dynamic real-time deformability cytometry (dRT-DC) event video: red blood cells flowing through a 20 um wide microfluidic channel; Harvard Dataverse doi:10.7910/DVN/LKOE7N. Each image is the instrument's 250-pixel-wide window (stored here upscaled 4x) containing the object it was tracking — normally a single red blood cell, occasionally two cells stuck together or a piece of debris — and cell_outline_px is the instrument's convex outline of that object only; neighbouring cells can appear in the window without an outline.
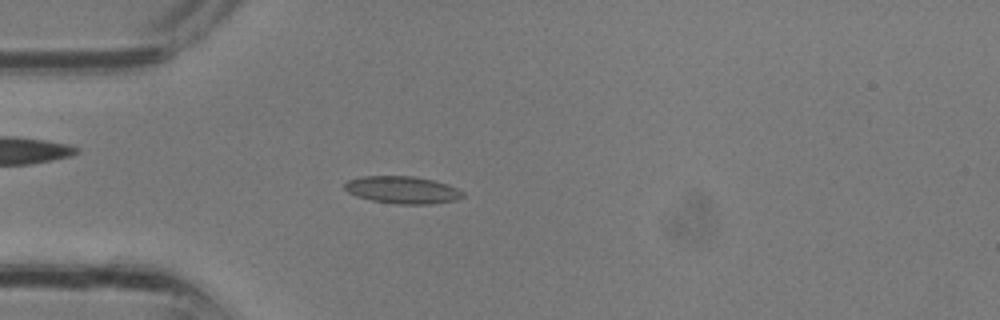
{"species": "common noctule bat (a hibernating species)", "species_latin": "Nyctalus noctula", "temperature_condition": "room temperature", "stored_images_in_passage": 31, "camera_frame_rate_fps": 3000, "um_per_image_px": 0.085, "animal": {"sex": "male", "body_mass_g": 13.3}, "frame": {"image": 1, "passage_image": 8, "time_ms": 2.333, "image_size_px": [1000, 320], "cell_outline_px": [[464, 196], [456, 200], [432, 204], [396, 204], [372, 200], [356, 196], [348, 192], [344, 188], [344, 184], [348, 180], [364, 176], [412, 176], [432, 180], [448, 184], [464, 192]], "centroid_in_image_um": [34.21, 16.14], "position_along_channel_um": 50.8, "area_um2": 18.79}}
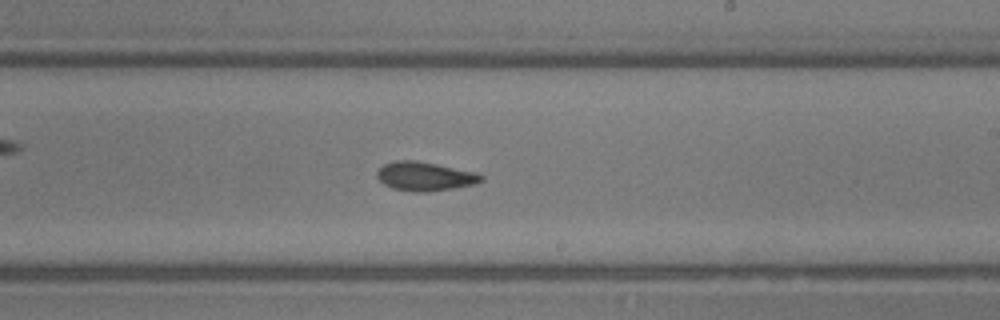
{"frame": {"image": 2, "passage_image": 18, "time_ms": 5.667, "image_size_px": [1000, 320], "cell_outline_px": [[484, 180], [476, 184], [428, 192], [412, 192], [392, 188], [384, 184], [376, 176], [376, 172], [384, 164], [396, 160], [416, 160], [480, 172], [484, 176]], "centroid_in_image_um": [36.16, 14.98], "position_along_channel_um": 252.8, "area_um2": 17.86}}
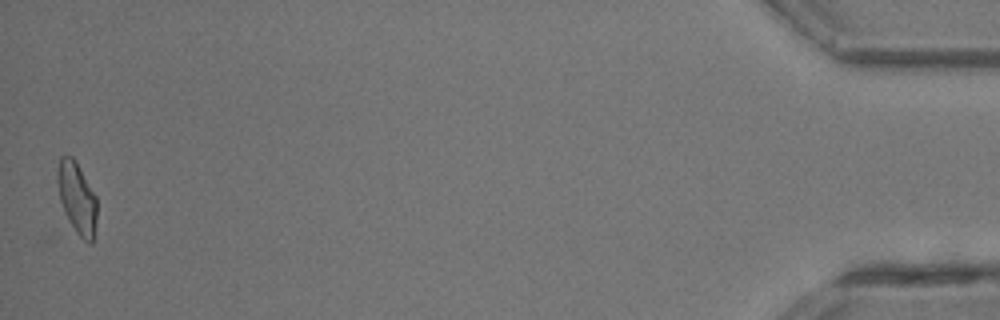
{"frame": {"image": 3, "passage_image": 31, "time_ms": 10.0, "image_size_px": [1000, 320], "cell_outline_px": [[96, 220], [92, 244], [88, 244], [76, 232], [68, 220], [60, 200], [56, 180], [56, 172], [60, 156], [72, 156], [76, 160], [96, 196]], "centroid_in_image_um": [6.52, 16.8], "position_along_channel_um": 428.7, "area_um2": 16.53}}